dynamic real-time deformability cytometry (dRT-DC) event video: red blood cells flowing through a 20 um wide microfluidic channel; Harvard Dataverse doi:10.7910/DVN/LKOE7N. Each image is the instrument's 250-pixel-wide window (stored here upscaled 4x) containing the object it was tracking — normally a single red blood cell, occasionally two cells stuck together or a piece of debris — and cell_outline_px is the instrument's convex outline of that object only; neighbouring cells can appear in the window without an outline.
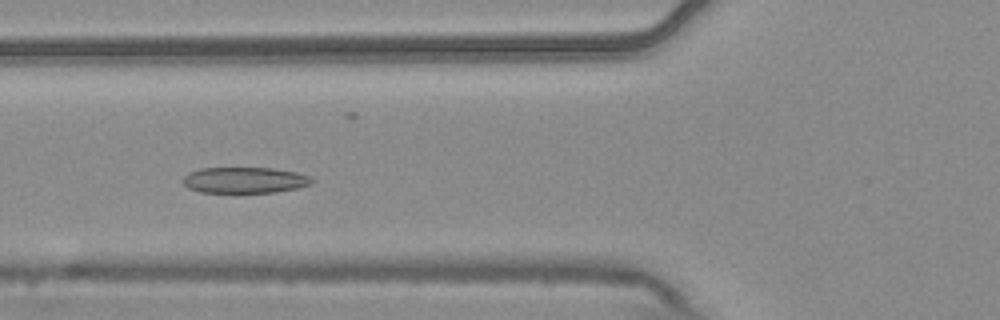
{"species": "common noctule bat (a hibernating species)", "species_latin": "Nyctalus noctula", "temperature_condition": "warm", "stored_images_in_passage": 8, "camera_frame_rate_fps": 3000, "um_per_image_px": 0.085, "animal": {"sex": "male", "body_mass_g": 20.4}, "frame": {"image": 1, "passage_image": 4, "time_ms": 1.0, "image_size_px": [1000, 320], "cell_outline_px": [[316, 180], [312, 184], [296, 188], [276, 192], [200, 192], [188, 188], [180, 180], [188, 172], [200, 168], [272, 168], [296, 172], [312, 176]], "centroid_in_image_um": [20.81, 15.3], "position_along_channel_um": 105.0, "area_um2": 19.71}}
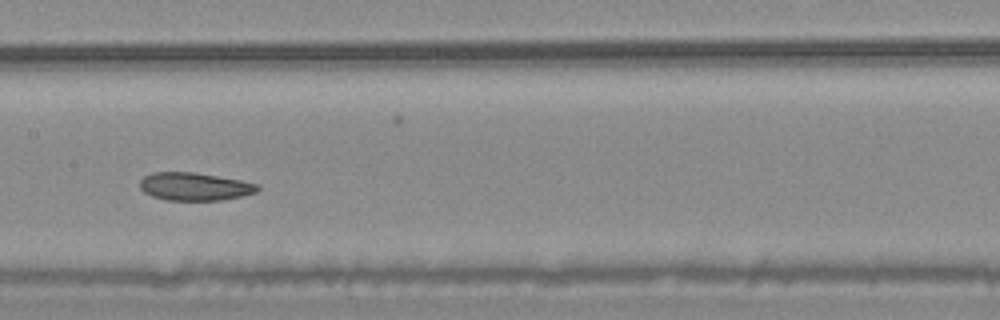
{"frame": {"image": 2, "passage_image": 6, "time_ms": 1.667, "image_size_px": [1000, 320], "cell_outline_px": [[260, 188], [256, 192], [224, 200], [164, 200], [152, 196], [144, 192], [140, 188], [140, 180], [144, 176], [152, 172], [192, 172], [240, 180], [260, 184]], "centroid_in_image_um": [16.53, 15.86], "position_along_channel_um": 190.9, "area_um2": 19.13}}
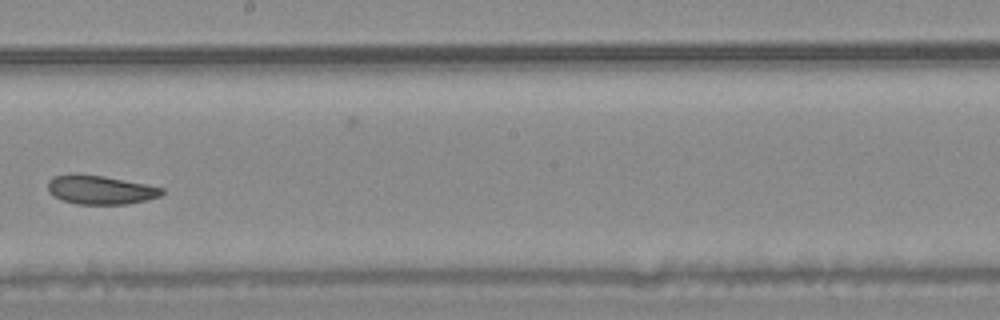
{"frame": {"image": 3, "passage_image": 7, "time_ms": 2.0, "image_size_px": [1000, 320], "cell_outline_px": [[164, 192], [160, 196], [148, 200], [128, 204], [76, 204], [52, 196], [48, 192], [48, 180], [52, 176], [72, 172], [76, 172], [104, 176], [148, 184], [164, 188]], "centroid_in_image_um": [8.5, 16.11], "position_along_channel_um": 239.7, "area_um2": 19.71}}